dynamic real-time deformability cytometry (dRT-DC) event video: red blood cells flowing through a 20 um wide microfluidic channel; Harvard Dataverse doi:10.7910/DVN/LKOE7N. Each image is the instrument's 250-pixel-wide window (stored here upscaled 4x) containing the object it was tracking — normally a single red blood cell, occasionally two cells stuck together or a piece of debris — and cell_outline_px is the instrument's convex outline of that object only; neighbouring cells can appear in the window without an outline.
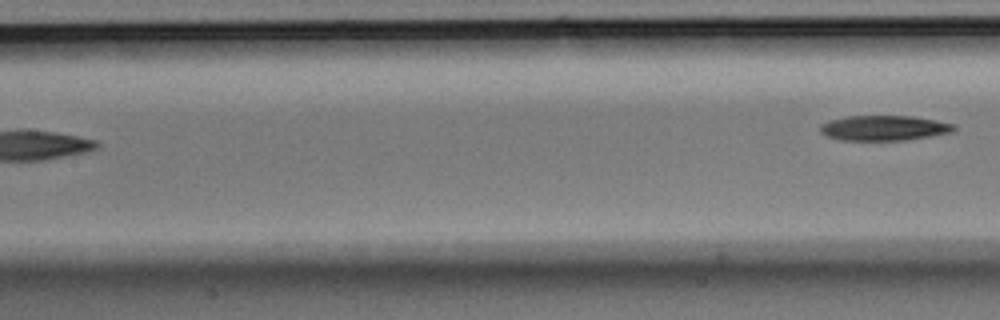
{"species": "Egyptian fruit bat (a non-hibernating species)", "species_latin": "Rousettus aegyptiacus", "temperature_condition": "room temperature", "stored_images_in_passage": 5, "segment_of_instrument_passage": [2, 2], "camera_frame_rate_fps": 3000, "um_per_image_px": 0.085, "animal": {"sex": "male"}, "frame": {"image": 1, "passage_image": 5, "time_ms": 1.333, "image_size_px": [1000, 320], "cell_outline_px": [[956, 128], [952, 132], [904, 140], [840, 140], [824, 136], [820, 132], [820, 124], [828, 120], [848, 116], [912, 116], [936, 120], [956, 124]], "centroid_in_image_um": [75.1, 10.87], "position_along_channel_um": 132.3, "area_um2": 19.65}}